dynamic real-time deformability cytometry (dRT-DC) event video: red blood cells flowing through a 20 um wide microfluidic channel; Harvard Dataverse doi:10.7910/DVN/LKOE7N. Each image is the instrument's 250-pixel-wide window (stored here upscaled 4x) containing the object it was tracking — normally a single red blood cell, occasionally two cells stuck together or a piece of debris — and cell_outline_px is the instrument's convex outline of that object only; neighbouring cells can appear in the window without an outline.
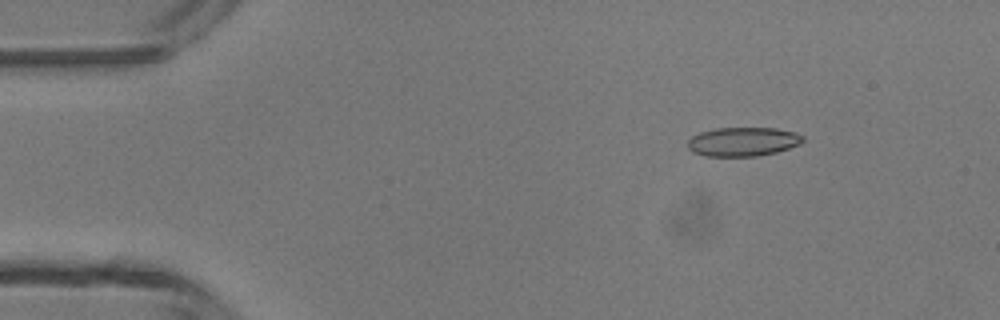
{"species": "common noctule bat (a hibernating species)", "species_latin": "Nyctalus noctula", "temperature_condition": "room temperature", "stored_images_in_passage": 4, "camera_frame_rate_fps": 3000, "um_per_image_px": 0.085, "animal": {"sex": "male", "body_mass_g": 13.3}, "frame": {"image": 1, "passage_image": 2, "time_ms": 1.333, "image_size_px": [1000, 320], "cell_outline_px": [[804, 140], [800, 144], [776, 152], [756, 156], [704, 156], [692, 152], [688, 148], [688, 140], [692, 136], [700, 132], [716, 128], [776, 128], [796, 132], [804, 136]], "centroid_in_image_um": [63.15, 12.04], "position_along_channel_um": 21.9, "area_um2": 19.54}}
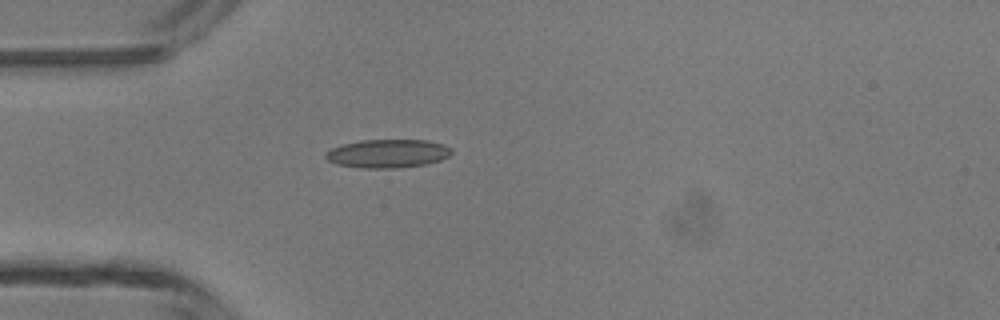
{"frame": {"image": 2, "passage_image": 4, "time_ms": 3.667, "image_size_px": [1000, 320], "cell_outline_px": [[452, 152], [448, 156], [440, 160], [424, 164], [396, 168], [360, 168], [336, 164], [328, 160], [324, 156], [324, 152], [340, 144], [360, 140], [428, 140], [444, 144], [452, 148]], "centroid_in_image_um": [32.92, 13.04], "position_along_channel_um": 52.1, "area_um2": 21.04}}